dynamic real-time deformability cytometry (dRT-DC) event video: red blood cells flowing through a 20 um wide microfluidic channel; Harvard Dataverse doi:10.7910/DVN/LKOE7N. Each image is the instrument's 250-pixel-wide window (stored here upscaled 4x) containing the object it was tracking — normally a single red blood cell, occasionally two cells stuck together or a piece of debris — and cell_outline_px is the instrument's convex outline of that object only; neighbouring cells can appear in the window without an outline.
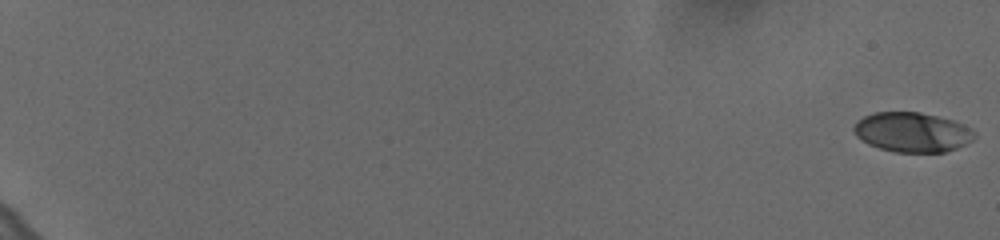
{"species": "human", "species_latin": "Homo sapiens", "temperature_condition": "cold", "stored_images_in_passage": 61, "camera_frame_rate_fps": 3000, "um_per_image_px": 0.085, "donor": {"sex": "female"}, "frame": {"image": 1, "passage_image": 1, "time_ms": 0.0, "image_size_px": [1000, 240], "cell_outline_px": [[976, 136], [972, 140], [956, 148], [944, 152], [896, 152], [880, 148], [868, 144], [856, 136], [852, 128], [856, 120], [872, 112], [920, 112], [952, 120], [964, 124], [976, 132]], "centroid_in_image_um": [77.51, 11.23], "position_along_channel_um": 7.5, "area_um2": 27.98}}
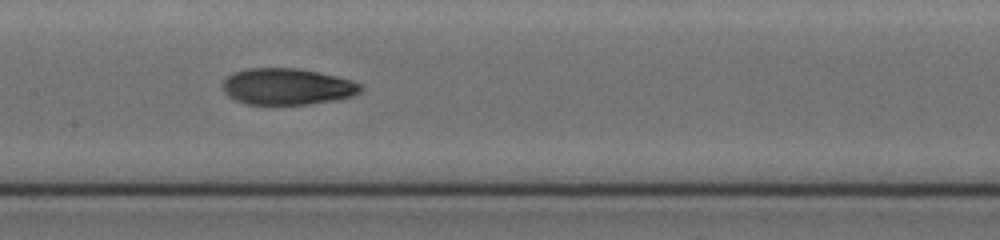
{"frame": {"image": 2, "passage_image": 35, "time_ms": 11.333, "image_size_px": [1000, 240], "cell_outline_px": [[364, 88], [360, 92], [352, 96], [332, 100], [308, 104], [248, 104], [236, 100], [228, 96], [220, 88], [224, 80], [232, 72], [244, 68], [300, 68], [336, 76], [352, 80], [364, 84]], "centroid_in_image_um": [24.4, 7.34], "position_along_channel_um": 183.0, "area_um2": 29.54}}
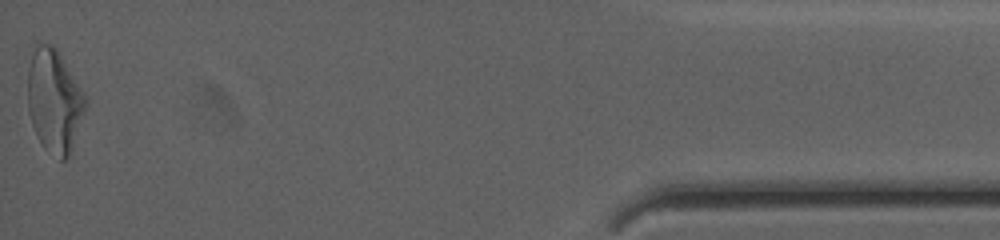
{"frame": {"image": 3, "passage_image": 61, "time_ms": 20.0, "image_size_px": [1000, 240], "cell_outline_px": [[84, 108], [68, 156], [64, 160], [60, 160], [44, 148], [36, 136], [28, 112], [28, 68], [36, 40], [52, 44], [56, 48], [80, 88], [84, 96]], "centroid_in_image_um": [4.54, 8.52], "position_along_channel_um": 430.7, "area_um2": 33.87}, "authors_computed_cell_mechanics": {"area_um2": 29.2468, "velocity_mm_per_s": 3.6418, "shape_relaxation_time_tau1_ms": 4.707, "shape_relaxation_time_tau2_ms": 1.8763, "deformation_change_tau1": 0.1718, "deformation_change_tau2": 0.0815}}